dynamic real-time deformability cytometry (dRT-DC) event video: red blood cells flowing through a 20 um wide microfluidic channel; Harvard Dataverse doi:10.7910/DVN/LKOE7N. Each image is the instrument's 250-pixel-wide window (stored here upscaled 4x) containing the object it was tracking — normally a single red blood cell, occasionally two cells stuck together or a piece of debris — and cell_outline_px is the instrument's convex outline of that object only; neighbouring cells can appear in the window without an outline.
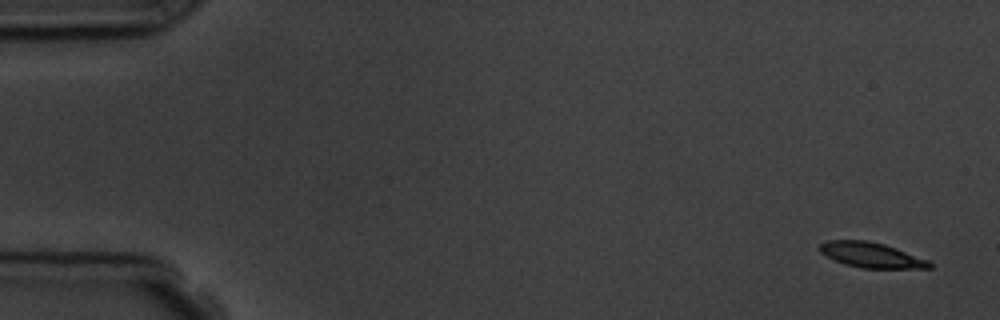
{"species": "common noctule bat (a hibernating species)", "species_latin": "Nyctalus noctula", "temperature_condition": "room temperature", "stored_images_in_passage": 5, "segment_of_instrument_passage": [1, 2], "camera_frame_rate_fps": 3000, "um_per_image_px": 0.085, "animal": {"sex": "male", "body_mass_g": 19.5, "forearm_length_mm": 54.6}, "frame": {"image": 1, "passage_image": 1, "time_ms": 0.0, "image_size_px": [1000, 320], "cell_outline_px": [[932, 268], [860, 268], [844, 264], [820, 252], [820, 244], [828, 240], [864, 240], [884, 244], [896, 248], [928, 260], [932, 264]], "centroid_in_image_um": [74.07, 21.68], "position_along_channel_um": 10.9, "area_um2": 15.9}}